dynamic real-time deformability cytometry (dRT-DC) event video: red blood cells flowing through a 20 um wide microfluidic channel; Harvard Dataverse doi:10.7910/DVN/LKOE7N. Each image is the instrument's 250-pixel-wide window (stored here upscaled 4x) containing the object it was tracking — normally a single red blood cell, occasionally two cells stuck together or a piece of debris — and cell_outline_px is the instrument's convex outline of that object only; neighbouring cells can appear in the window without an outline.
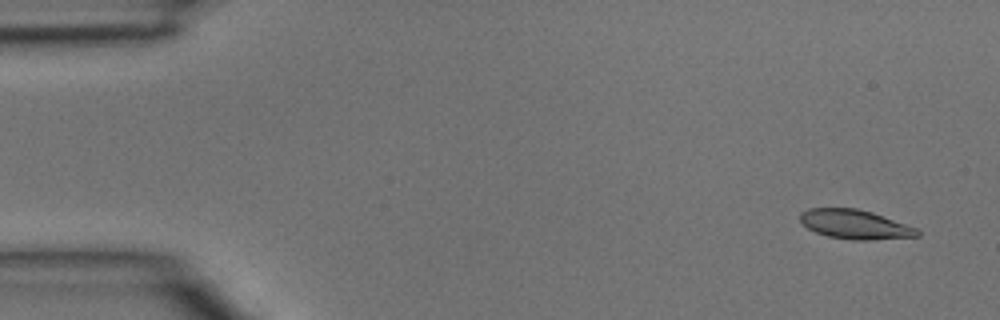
{"species": "common noctule bat (a hibernating species)", "species_latin": "Nyctalus noctula", "temperature_condition": "room temperature", "stored_images_in_passage": 4, "camera_frame_rate_fps": 3000, "um_per_image_px": 0.085, "animal": {"sex": "male", "body_mass_g": 15.6}, "frame": {"image": 1, "passage_image": 1, "time_ms": 0.0, "image_size_px": [1000, 320], "cell_outline_px": [[920, 236], [868, 240], [852, 240], [828, 236], [816, 232], [808, 228], [800, 220], [800, 212], [808, 208], [856, 208], [872, 212], [920, 228]], "centroid_in_image_um": [72.72, 19.07], "position_along_channel_um": 12.3, "area_um2": 20.11}}
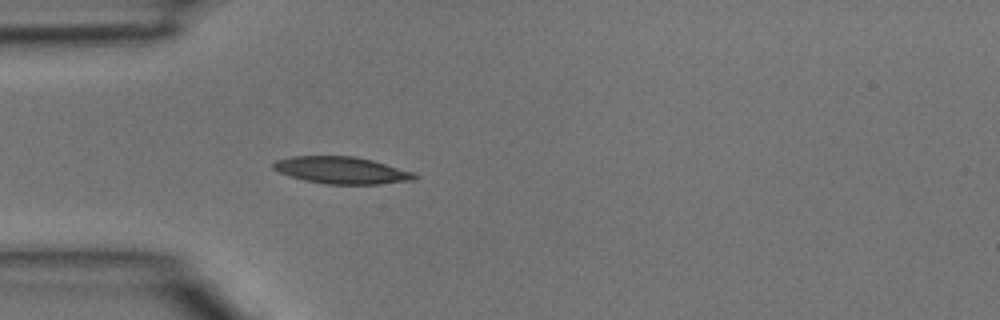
{"frame": {"image": 2, "passage_image": 4, "time_ms": 1.0, "image_size_px": [1000, 320], "cell_outline_px": [[420, 176], [416, 180], [380, 184], [328, 184], [304, 180], [280, 172], [272, 168], [272, 164], [276, 160], [292, 156], [356, 156], [372, 160], [412, 172]], "centroid_in_image_um": [29.06, 14.47], "position_along_channel_um": 55.9, "area_um2": 22.14}}